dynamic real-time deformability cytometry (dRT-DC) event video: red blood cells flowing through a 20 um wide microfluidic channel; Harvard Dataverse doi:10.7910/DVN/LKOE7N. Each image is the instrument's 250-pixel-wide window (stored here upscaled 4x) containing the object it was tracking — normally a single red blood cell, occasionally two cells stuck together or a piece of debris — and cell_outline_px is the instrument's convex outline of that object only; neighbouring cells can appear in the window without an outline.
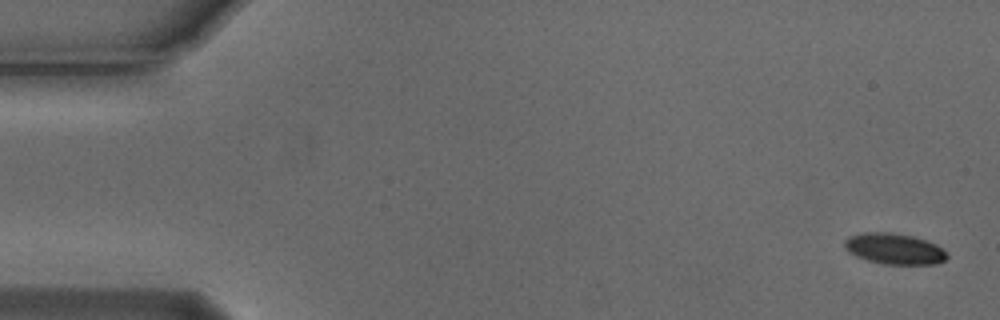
{"species": "Egyptian fruit bat (a non-hibernating species)", "species_latin": "Rousettus aegyptiacus", "temperature_condition": "cold", "stored_images_in_passage": 4, "camera_frame_rate_fps": 3000, "um_per_image_px": 0.085, "animal": {"sex": "male"}, "frame": {"image": 1, "passage_image": 1, "time_ms": 0.0, "image_size_px": [1000, 320], "cell_outline_px": [[948, 256], [944, 260], [936, 264], [884, 264], [868, 260], [856, 256], [848, 252], [844, 248], [844, 240], [848, 236], [864, 232], [892, 232], [912, 236], [936, 244], [944, 248]], "centroid_in_image_um": [76.0, 21.14], "position_along_channel_um": 9.0, "area_um2": 18.55}}